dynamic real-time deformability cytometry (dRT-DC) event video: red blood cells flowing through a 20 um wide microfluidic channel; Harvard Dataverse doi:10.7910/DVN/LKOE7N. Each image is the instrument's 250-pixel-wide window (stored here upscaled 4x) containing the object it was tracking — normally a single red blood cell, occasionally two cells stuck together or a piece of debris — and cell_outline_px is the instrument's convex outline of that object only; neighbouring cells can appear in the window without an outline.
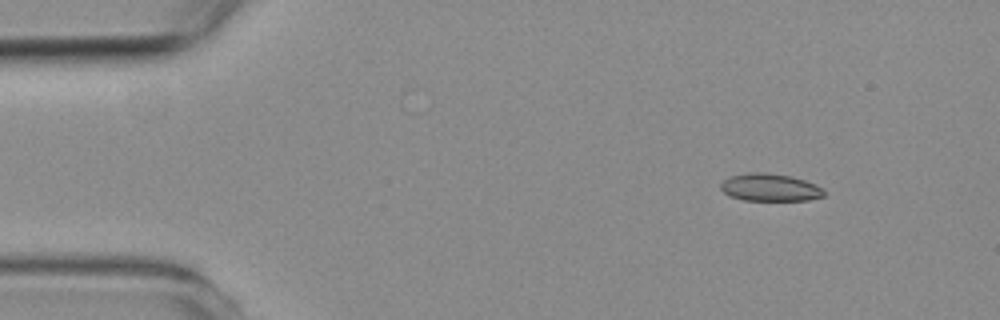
{"species": "common noctule bat (a hibernating species)", "species_latin": "Nyctalus noctula", "temperature_condition": "room temperature", "stored_images_in_passage": 6, "camera_frame_rate_fps": 3000, "um_per_image_px": 0.085, "animal": {"sex": "female", "body_mass_g": 19.3, "forearm_length_mm": 54.1}, "frame": {"image": 1, "passage_image": 1, "time_ms": 0.0, "image_size_px": [1000, 320], "cell_outline_px": [[824, 196], [808, 200], [744, 200], [732, 196], [724, 192], [720, 188], [720, 184], [724, 180], [732, 176], [748, 172], [764, 172], [792, 176], [804, 180], [820, 188], [824, 192]], "centroid_in_image_um": [65.42, 15.92], "position_along_channel_um": 19.6, "area_um2": 16.3}}
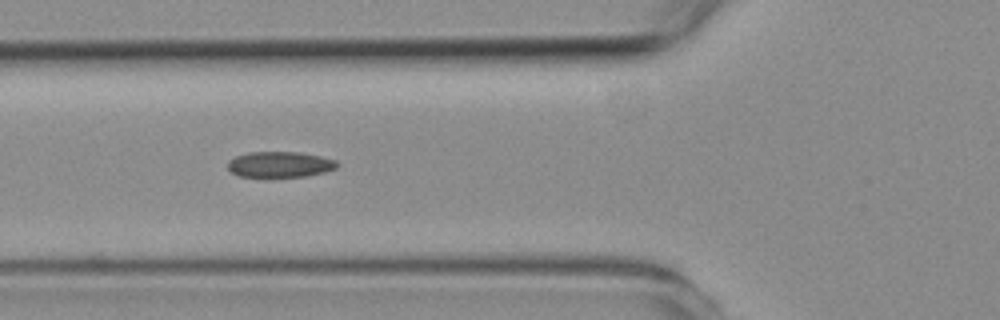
{"frame": {"image": 2, "passage_image": 4, "time_ms": 4.333, "image_size_px": [1000, 320], "cell_outline_px": [[340, 164], [336, 168], [324, 172], [304, 176], [240, 176], [232, 172], [228, 168], [228, 160], [236, 156], [248, 152], [300, 152], [320, 156], [336, 160]], "centroid_in_image_um": [23.81, 13.96], "position_along_channel_um": 102.0, "area_um2": 16.24}}
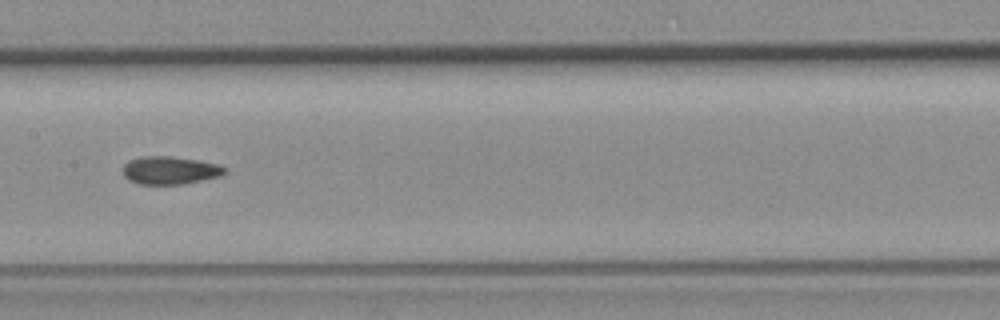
{"frame": {"image": 3, "passage_image": 6, "time_ms": 6.667, "image_size_px": [1000, 320], "cell_outline_px": [[224, 172], [220, 176], [184, 184], [140, 184], [128, 180], [124, 176], [124, 164], [128, 160], [140, 156], [172, 156], [196, 160], [216, 164], [224, 168]], "centroid_in_image_um": [14.38, 14.47], "position_along_channel_um": 193.0, "area_um2": 16.42}}